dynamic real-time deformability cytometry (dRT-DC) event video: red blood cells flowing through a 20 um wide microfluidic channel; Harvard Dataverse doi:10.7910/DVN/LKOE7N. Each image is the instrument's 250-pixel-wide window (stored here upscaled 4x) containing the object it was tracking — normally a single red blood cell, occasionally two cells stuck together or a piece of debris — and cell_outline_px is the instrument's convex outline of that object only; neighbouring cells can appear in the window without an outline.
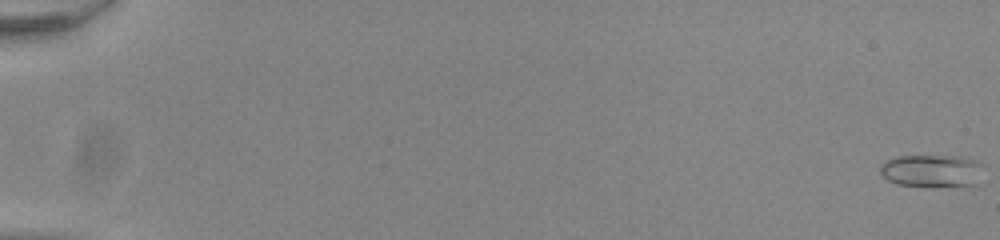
{"species": "common noctule bat (a hibernating species)", "species_latin": "Nyctalus noctula", "temperature_condition": "room temperature", "stored_images_in_passage": 55, "camera_frame_rate_fps": 3000, "um_per_image_px": 0.085, "animal": {"sex": "male", "body_mass_g": 20.0, "forearm_length_mm": 53.3}, "frame": {"image": 1, "passage_image": 1, "time_ms": 0.0, "image_size_px": [1000, 240], "cell_outline_px": [[984, 164], [976, 184], [896, 184], [888, 180], [880, 172], [880, 164], [884, 160], [900, 156], [960, 156], [976, 160]], "centroid_in_image_um": [79.18, 14.46], "position_along_channel_um": 5.8, "area_um2": 18.9}}
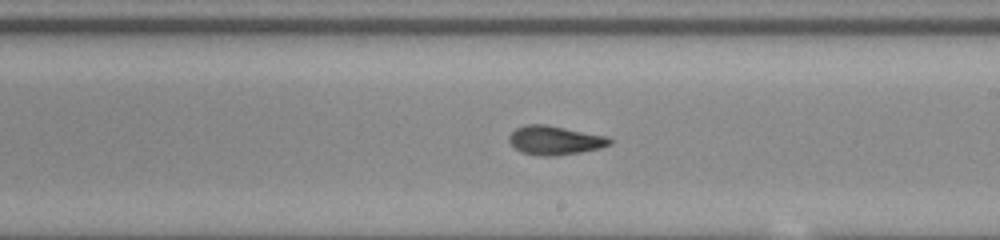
{"frame": {"image": 2, "passage_image": 34, "time_ms": 11.0, "image_size_px": [1000, 240], "cell_outline_px": [[612, 144], [600, 148], [580, 152], [552, 156], [536, 156], [520, 152], [508, 140], [508, 136], [516, 128], [524, 124], [548, 124], [604, 136], [612, 140]], "centroid_in_image_um": [47.12, 11.92], "position_along_channel_um": 241.9, "area_um2": 16.99}}
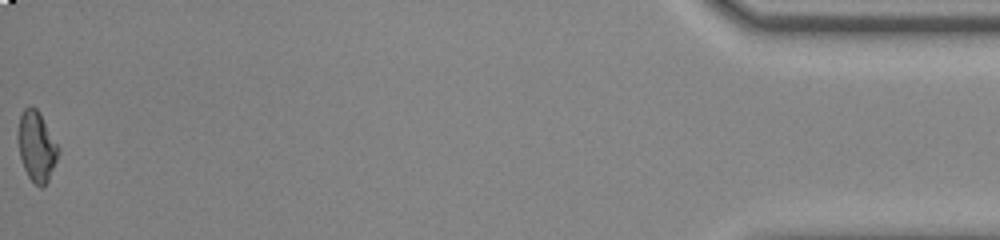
{"frame": {"image": 3, "passage_image": 55, "time_ms": 18.0, "image_size_px": [1000, 240], "cell_outline_px": [[60, 152], [48, 180], [44, 188], [40, 188], [28, 176], [24, 168], [20, 156], [16, 136], [20, 116], [24, 108], [32, 104], [36, 108], [60, 148]], "centroid_in_image_um": [3.1, 12.44], "position_along_channel_um": 432.1, "area_um2": 16.53}, "authors_computed_cell_mechanics": {"area_um2": 16.9354, "velocity_mm_per_s": 3.95, "shape_relaxation_time_tau1_ms": 11.1687, "shape_relaxation_time_tau2_ms": 1.5503, "deformation_change_tau1": 0.2396, "deformation_change_tau2": 0.0746}}